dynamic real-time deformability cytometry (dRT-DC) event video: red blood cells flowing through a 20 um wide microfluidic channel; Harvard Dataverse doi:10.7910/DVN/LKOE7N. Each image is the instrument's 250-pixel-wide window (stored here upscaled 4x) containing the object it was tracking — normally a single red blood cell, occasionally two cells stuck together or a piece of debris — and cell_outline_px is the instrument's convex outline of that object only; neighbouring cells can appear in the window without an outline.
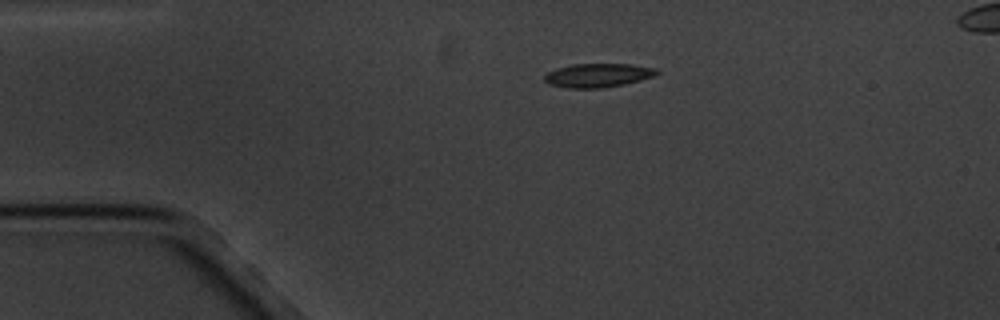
{"species": "common noctule bat (a hibernating species)", "species_latin": "Nyctalus noctula", "temperature_condition": "cold", "stored_images_in_passage": 3, "camera_frame_rate_fps": 3000, "um_per_image_px": 0.085, "animal": {"sex": "male", "body_mass_g": 20.1, "forearm_length_mm": 53.5}, "frame": {"image": 1, "passage_image": 1, "time_ms": 0.0, "image_size_px": [1000, 320], "cell_outline_px": [[660, 72], [652, 76], [624, 84], [600, 88], [568, 88], [548, 84], [544, 80], [544, 76], [548, 72], [572, 64], [632, 64], [656, 68]], "centroid_in_image_um": [50.81, 6.4], "position_along_channel_um": 34.2, "area_um2": 15.37}}